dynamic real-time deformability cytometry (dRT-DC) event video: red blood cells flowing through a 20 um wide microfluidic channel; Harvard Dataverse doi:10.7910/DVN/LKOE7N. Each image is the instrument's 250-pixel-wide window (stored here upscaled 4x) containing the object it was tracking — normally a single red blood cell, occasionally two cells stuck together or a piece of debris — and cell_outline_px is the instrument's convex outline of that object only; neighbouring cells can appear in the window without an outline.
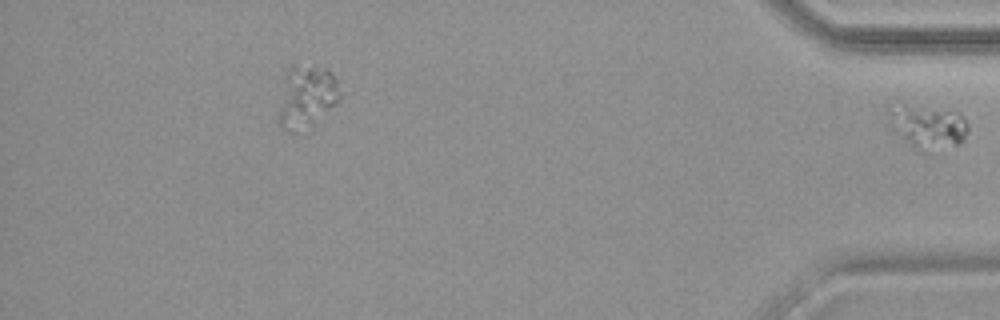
{"species": "common noctule bat (a hibernating species)", "species_latin": "Nyctalus noctula", "temperature_condition": "warm", "stored_images_in_passage": 35, "segment_of_instrument_passage": [2, 2], "camera_frame_rate_fps": 3000, "um_per_image_px": 0.085, "animal": {"sex": "female", "body_mass_g": 19.9}, "frame": {"image": 1, "passage_image": 35, "time_ms": 11.333, "image_size_px": [1000, 320], "cell_outline_px": [[968, 132], [956, 144], [912, 144], [896, 132], [892, 128], [888, 112], [904, 108], [960, 112], [968, 124]], "centroid_in_image_um": [78.96, 10.71], "position_along_channel_um": 356.2, "area_um2": 16.88}}